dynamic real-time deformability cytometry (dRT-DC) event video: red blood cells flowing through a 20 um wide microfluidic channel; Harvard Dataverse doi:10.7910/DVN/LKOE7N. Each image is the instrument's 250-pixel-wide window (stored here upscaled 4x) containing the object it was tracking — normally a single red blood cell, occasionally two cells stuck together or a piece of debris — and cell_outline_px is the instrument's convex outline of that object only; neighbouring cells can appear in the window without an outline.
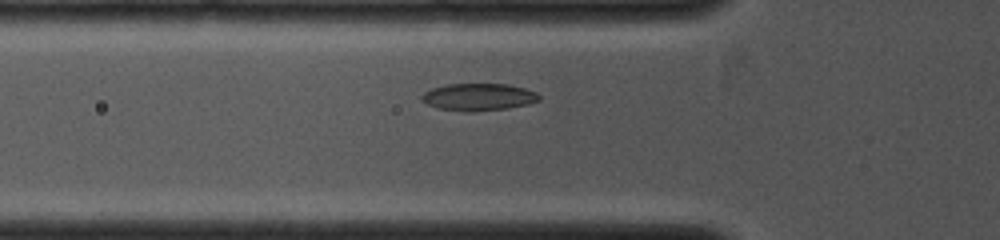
{"species": "common noctule bat (a hibernating species)", "species_latin": "Nyctalus noctula", "temperature_condition": "cold", "stored_images_in_passage": 6, "camera_frame_rate_fps": 4000, "um_per_image_px": 0.085, "animal": {"sex": "female", "body_mass_g": 19.0, "forearm_length_mm": 53.3}, "frame": {"image": 1, "passage_image": 5, "time_ms": 1.5, "image_size_px": [1000, 240], "cell_outline_px": [[540, 100], [528, 104], [508, 108], [472, 112], [468, 112], [436, 108], [420, 100], [420, 96], [424, 92], [432, 88], [448, 84], [508, 84], [524, 88], [536, 92], [540, 96]], "centroid_in_image_um": [40.66, 8.25], "position_along_channel_um": 85.1, "area_um2": 18.73}}